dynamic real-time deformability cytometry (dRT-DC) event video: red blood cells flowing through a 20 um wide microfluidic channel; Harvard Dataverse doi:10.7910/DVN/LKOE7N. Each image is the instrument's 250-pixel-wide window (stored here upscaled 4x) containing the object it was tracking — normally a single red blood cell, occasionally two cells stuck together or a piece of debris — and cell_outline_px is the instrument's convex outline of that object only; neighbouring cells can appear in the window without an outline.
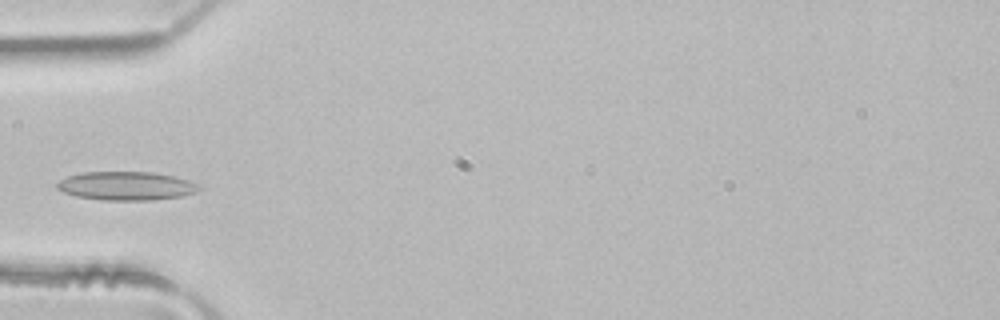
{"species": "common noctule bat (a hibernating species)", "species_latin": "Nyctalus noctula", "temperature_condition": "room temperature", "stored_images_in_passage": 3, "camera_frame_rate_fps": 3000, "um_per_image_px": 0.085, "animal": {"sex": "male", "body_mass_g": 21.5, "forearm_length_mm": 52.0}, "frame": {"image": 1, "passage_image": 3, "time_ms": 0.667, "image_size_px": [1000, 320], "cell_outline_px": [[200, 188], [196, 192], [180, 196], [152, 200], [104, 200], [76, 196], [64, 192], [56, 188], [56, 184], [60, 180], [68, 176], [84, 172], [152, 172], [172, 176], [188, 180], [196, 184]], "centroid_in_image_um": [10.7, 15.8], "position_along_channel_um": 74.3, "area_um2": 23.41}}